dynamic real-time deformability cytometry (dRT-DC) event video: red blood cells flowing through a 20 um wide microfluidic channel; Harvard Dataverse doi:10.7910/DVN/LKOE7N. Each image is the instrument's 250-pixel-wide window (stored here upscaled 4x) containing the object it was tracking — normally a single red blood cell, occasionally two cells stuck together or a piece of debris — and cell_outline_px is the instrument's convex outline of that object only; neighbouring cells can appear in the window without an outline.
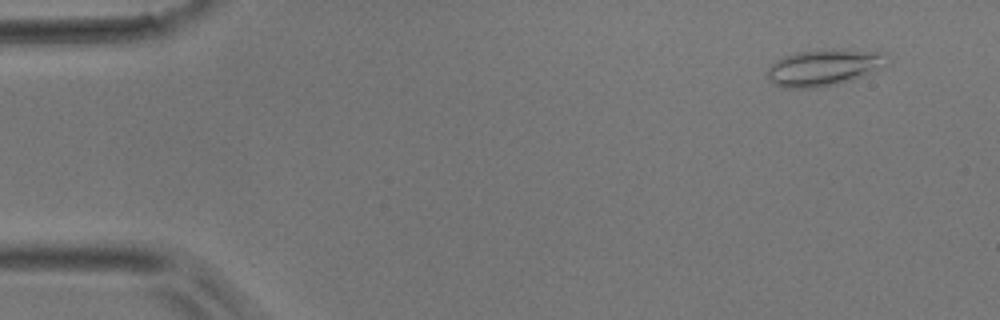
{"species": "common noctule bat (a hibernating species)", "species_latin": "Nyctalus noctula", "temperature_condition": "room temperature", "stored_images_in_passage": 50, "camera_frame_rate_fps": 3000, "um_per_image_px": 0.085, "animal": {"sex": "male", "body_mass_g": 17.9}, "frame": {"image": 1, "passage_image": 4, "time_ms": 1.0, "image_size_px": [1000, 320], "cell_outline_px": [[884, 52], [872, 68], [868, 72], [848, 80], [816, 88], [788, 88], [772, 84], [768, 76], [768, 64], [784, 56], [796, 52]], "centroid_in_image_um": [69.69, 5.8], "position_along_channel_um": 15.3, "area_um2": 23.0}}
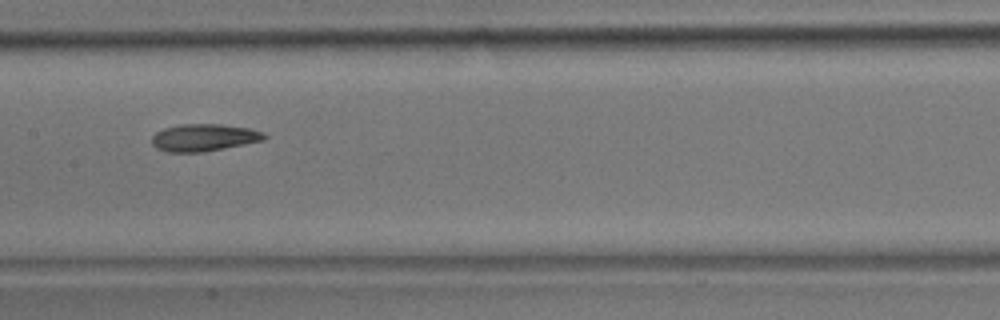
{"frame": {"image": 2, "passage_image": 25, "time_ms": 8.0, "image_size_px": [1000, 320], "cell_outline_px": [[268, 136], [264, 140], [244, 144], [200, 152], [168, 152], [156, 148], [152, 144], [152, 136], [156, 132], [164, 128], [180, 124], [220, 124], [252, 128], [264, 132]], "centroid_in_image_um": [17.34, 11.68], "position_along_channel_um": 190.1, "area_um2": 17.86}}
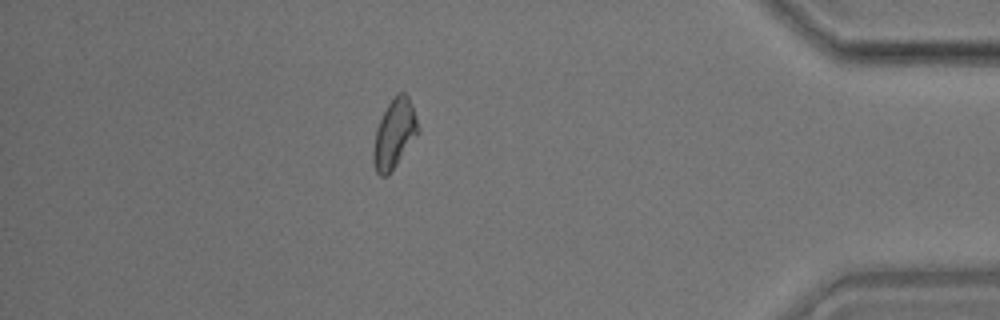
{"frame": {"image": 3, "passage_image": 44, "time_ms": 14.333, "image_size_px": [1000, 320], "cell_outline_px": [[420, 132], [388, 176], [380, 176], [376, 172], [372, 160], [372, 152], [376, 128], [388, 104], [396, 92], [404, 92], [408, 96], [420, 128]], "centroid_in_image_um": [33.51, 11.39], "position_along_channel_um": 401.7, "area_um2": 18.09}}